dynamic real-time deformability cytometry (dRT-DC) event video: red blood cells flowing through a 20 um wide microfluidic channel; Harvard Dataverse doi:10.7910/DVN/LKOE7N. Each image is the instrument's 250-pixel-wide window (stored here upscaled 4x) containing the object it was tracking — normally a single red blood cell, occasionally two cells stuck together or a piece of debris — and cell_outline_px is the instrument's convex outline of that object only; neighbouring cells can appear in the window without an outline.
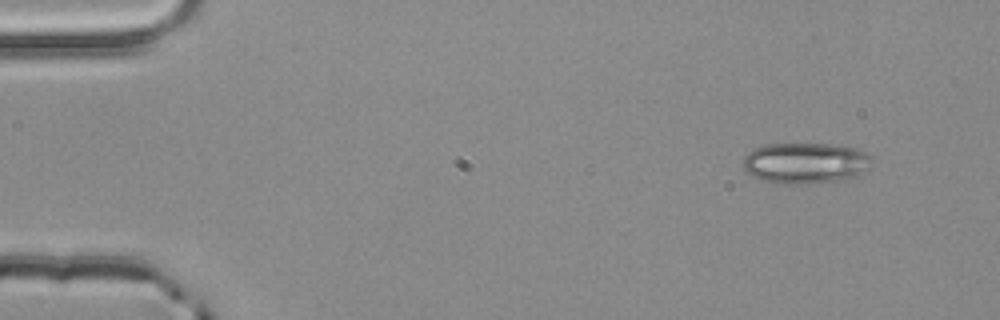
{"species": "common noctule bat (a hibernating species)", "species_latin": "Nyctalus noctula", "temperature_condition": "room temperature", "stored_images_in_passage": 3, "camera_frame_rate_fps": 3000, "um_per_image_px": 0.085, "animal": {"sex": "male", "body_mass_g": 20.4}, "frame": {"image": 1, "passage_image": 1, "time_ms": 0.0, "image_size_px": [1000, 320], "cell_outline_px": [[872, 160], [864, 172], [856, 176], [844, 180], [804, 184], [772, 184], [752, 176], [744, 168], [744, 156], [748, 152], [764, 144], [836, 144], [856, 148], [872, 156]], "centroid_in_image_um": [68.46, 13.87], "position_along_channel_um": 16.5, "area_um2": 31.04}}